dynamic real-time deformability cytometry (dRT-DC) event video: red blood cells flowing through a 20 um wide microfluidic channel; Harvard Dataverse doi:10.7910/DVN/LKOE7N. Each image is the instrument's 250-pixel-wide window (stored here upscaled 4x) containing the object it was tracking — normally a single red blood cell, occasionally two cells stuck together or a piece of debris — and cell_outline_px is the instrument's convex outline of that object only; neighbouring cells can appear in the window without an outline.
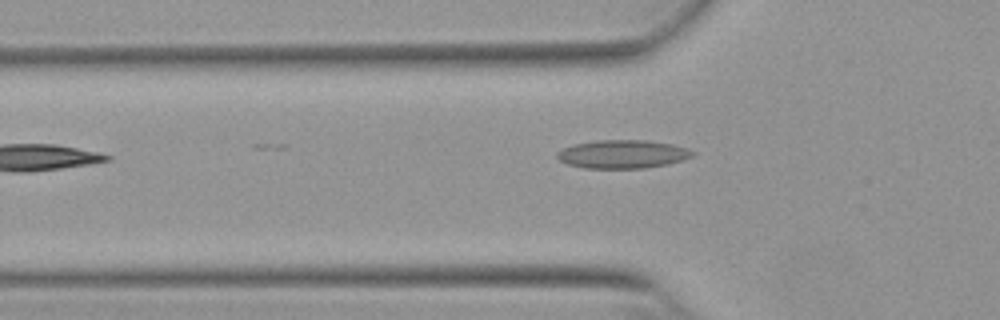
{"species": "Egyptian fruit bat (a non-hibernating species)", "species_latin": "Rousettus aegyptiacus", "temperature_condition": "warm", "stored_images_in_passage": 34, "camera_frame_rate_fps": 3000, "um_per_image_px": 0.085, "animal": {"sex": "female"}, "frame": {"image": 1, "passage_image": 4, "time_ms": 1.0, "image_size_px": [1000, 320], "cell_outline_px": [[696, 152], [692, 156], [668, 164], [644, 168], [584, 168], [568, 164], [560, 160], [556, 156], [556, 152], [572, 144], [596, 140], [644, 140], [672, 144]], "centroid_in_image_um": [52.88, 13.1], "position_along_channel_um": 72.9, "area_um2": 22.25}}
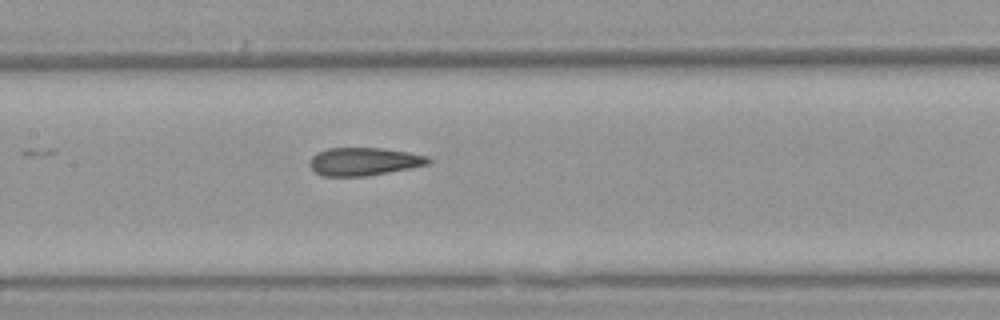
{"frame": {"image": 2, "passage_image": 12, "time_ms": 3.667, "image_size_px": [1000, 320], "cell_outline_px": [[432, 160], [428, 164], [388, 172], [364, 176], [324, 176], [316, 172], [308, 164], [312, 156], [328, 148], [384, 148], [408, 152], [428, 156]], "centroid_in_image_um": [30.94, 13.72], "position_along_channel_um": 176.5, "area_um2": 19.13}}
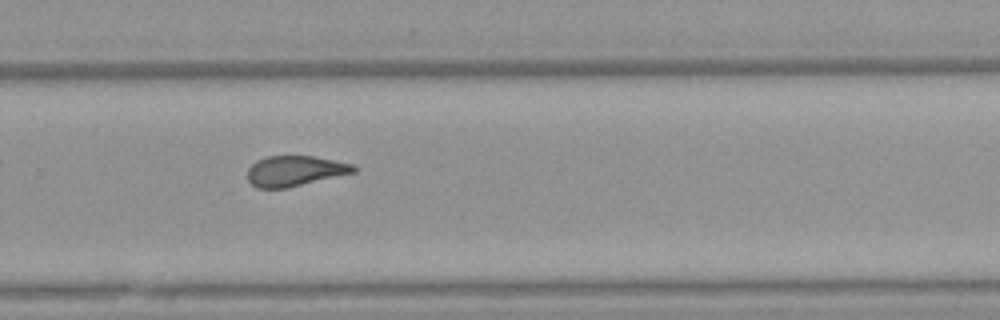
{"frame": {"image": 3, "passage_image": 22, "time_ms": 7.0, "image_size_px": [1000, 320], "cell_outline_px": [[356, 172], [288, 188], [256, 188], [248, 180], [248, 168], [256, 160], [268, 156], [312, 156], [352, 164], [356, 168]], "centroid_in_image_um": [25.04, 14.54], "position_along_channel_um": 304.8, "area_um2": 18.73}, "authors_computed_cell_mechanics": {"area_um2": 19.652, "velocity_mm_per_s": 3.8664, "shape_relaxation_time_tau1_ms": null, "shape_relaxation_time_tau2_ms": 1.8879, "deformation_change_tau1": null, "deformation_change_tau2": 0.1059}}